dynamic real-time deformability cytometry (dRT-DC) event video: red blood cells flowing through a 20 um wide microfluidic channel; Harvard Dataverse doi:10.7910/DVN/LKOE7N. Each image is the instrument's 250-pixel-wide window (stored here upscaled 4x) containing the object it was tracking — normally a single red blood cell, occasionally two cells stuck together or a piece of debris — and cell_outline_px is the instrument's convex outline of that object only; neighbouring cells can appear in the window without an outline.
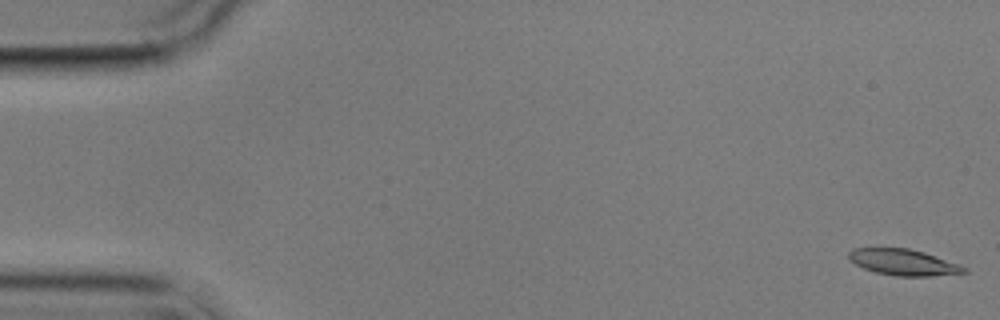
{"species": "common noctule bat (a hibernating species)", "species_latin": "Nyctalus noctula", "temperature_condition": "cold", "stored_images_in_passage": 5, "camera_frame_rate_fps": 3000, "um_per_image_px": 0.085, "animal": {"sex": "male", "body_mass_g": 17.9}, "frame": {"image": 1, "passage_image": 1, "time_ms": 0.0, "image_size_px": [1000, 320], "cell_outline_px": [[968, 272], [932, 276], [896, 276], [876, 272], [864, 268], [848, 260], [848, 252], [852, 248], [908, 248], [924, 252], [960, 264], [968, 268]], "centroid_in_image_um": [76.8, 22.29], "position_along_channel_um": 8.2, "area_um2": 17.63}}
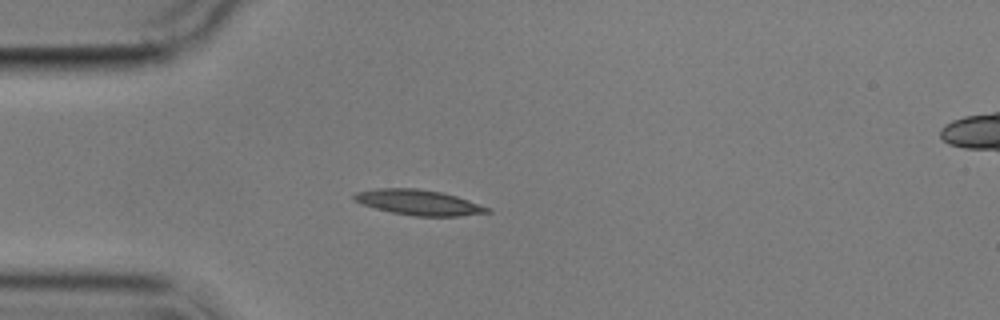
{"frame": {"image": 2, "passage_image": 4, "time_ms": 4.667, "image_size_px": [1000, 320], "cell_outline_px": [[492, 212], [460, 216], [412, 216], [392, 212], [360, 204], [352, 200], [352, 196], [356, 192], [376, 188], [416, 188], [440, 192], [456, 196], [492, 208]], "centroid_in_image_um": [35.57, 17.21], "position_along_channel_um": 49.4, "area_um2": 19.77}}